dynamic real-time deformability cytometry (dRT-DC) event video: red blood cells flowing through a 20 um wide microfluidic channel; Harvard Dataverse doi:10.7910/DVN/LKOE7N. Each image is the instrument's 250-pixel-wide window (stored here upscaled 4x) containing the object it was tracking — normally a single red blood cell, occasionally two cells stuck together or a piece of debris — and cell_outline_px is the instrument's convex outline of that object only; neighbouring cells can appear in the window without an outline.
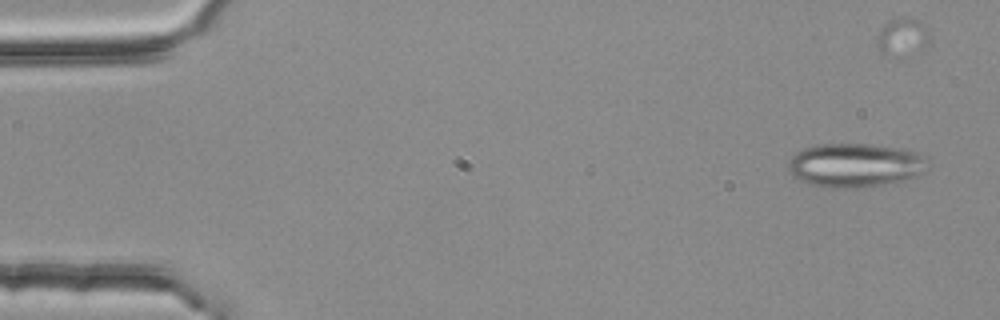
{"species": "common noctule bat (a hibernating species)", "species_latin": "Nyctalus noctula", "temperature_condition": "room temperature", "stored_images_in_passage": 4, "camera_frame_rate_fps": 3000, "um_per_image_px": 0.085, "animal": {"sex": "female", "body_mass_g": 25.1}, "frame": {"image": 1, "passage_image": 1, "time_ms": 0.0, "image_size_px": [1000, 320], "cell_outline_px": [[924, 160], [920, 172], [916, 176], [904, 180], [884, 184], [856, 188], [832, 188], [812, 184], [796, 180], [788, 172], [788, 160], [800, 148], [812, 144], [872, 144], [904, 148], [916, 152], [924, 156]], "centroid_in_image_um": [72.56, 14.03], "position_along_channel_um": 12.4, "area_um2": 35.78}}